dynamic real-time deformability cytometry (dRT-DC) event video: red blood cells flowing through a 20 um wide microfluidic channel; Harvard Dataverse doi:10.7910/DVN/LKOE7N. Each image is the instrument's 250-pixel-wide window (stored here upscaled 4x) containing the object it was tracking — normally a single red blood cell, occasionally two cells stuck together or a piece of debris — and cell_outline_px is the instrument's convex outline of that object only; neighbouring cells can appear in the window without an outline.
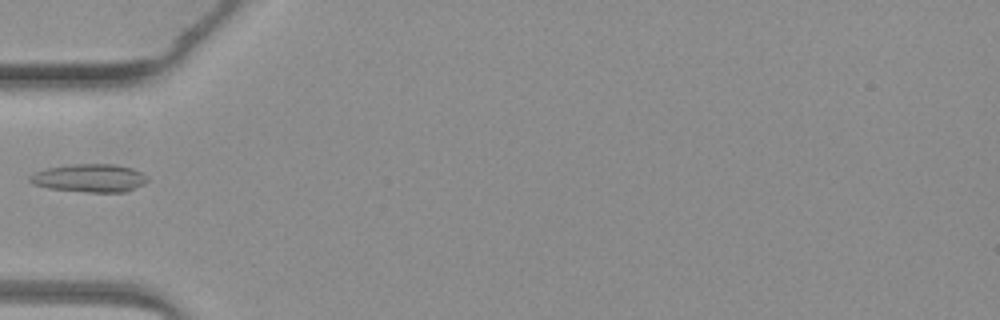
{"species": "common noctule bat (a hibernating species)", "species_latin": "Nyctalus noctula", "temperature_condition": "warm", "stored_images_in_passage": 5, "camera_frame_rate_fps": 3000, "um_per_image_px": 0.085, "animal": {"sex": "female", "body_mass_g": 19.3, "forearm_length_mm": 54.1}, "frame": {"image": 1, "passage_image": 5, "time_ms": 4.667, "image_size_px": [1000, 320], "cell_outline_px": [[148, 180], [144, 184], [124, 192], [88, 192], [48, 188], [32, 184], [28, 180], [28, 176], [36, 172], [48, 168], [72, 164], [116, 164], [132, 168], [148, 176]], "centroid_in_image_um": [7.61, 15.13], "position_along_channel_um": 77.4, "area_um2": 19.25}}